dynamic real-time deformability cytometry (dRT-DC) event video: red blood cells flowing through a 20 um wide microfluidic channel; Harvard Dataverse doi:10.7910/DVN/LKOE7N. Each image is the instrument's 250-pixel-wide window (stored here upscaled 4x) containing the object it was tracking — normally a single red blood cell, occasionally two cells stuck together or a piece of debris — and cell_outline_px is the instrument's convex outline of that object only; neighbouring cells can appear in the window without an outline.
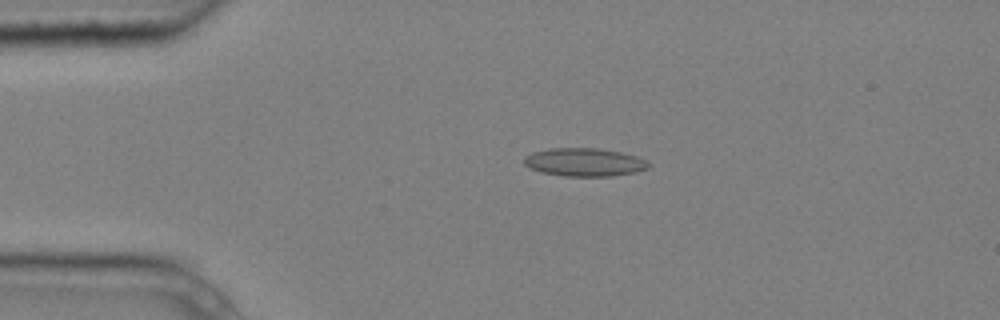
{"species": "common noctule bat (a hibernating species)", "species_latin": "Nyctalus noctula", "temperature_condition": "cold", "stored_images_in_passage": 5, "camera_frame_rate_fps": 3000, "um_per_image_px": 0.085, "animal": {"sex": "male", "body_mass_g": 20.4}, "frame": {"image": 1, "passage_image": 4, "time_ms": 1.0, "image_size_px": [1000, 320], "cell_outline_px": [[648, 168], [636, 172], [612, 176], [564, 176], [540, 172], [528, 168], [524, 164], [524, 156], [532, 152], [548, 148], [600, 148], [620, 152], [636, 156], [644, 160], [648, 164]], "centroid_in_image_um": [49.61, 13.78], "position_along_channel_um": 35.4, "area_um2": 20.52}}